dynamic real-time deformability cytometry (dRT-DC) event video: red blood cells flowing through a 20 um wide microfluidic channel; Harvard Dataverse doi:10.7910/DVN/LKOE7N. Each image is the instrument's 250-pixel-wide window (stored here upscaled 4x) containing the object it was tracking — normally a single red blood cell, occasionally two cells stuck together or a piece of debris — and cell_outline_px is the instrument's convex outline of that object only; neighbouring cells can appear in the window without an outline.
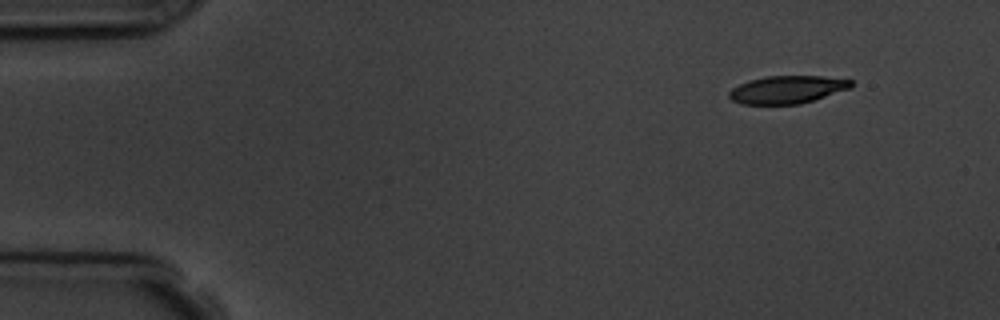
{"species": "common noctule bat (a hibernating species)", "species_latin": "Nyctalus noctula", "temperature_condition": "room temperature", "stored_images_in_passage": 5, "segment_of_instrument_passage": [2, 2], "camera_frame_rate_fps": 3000, "um_per_image_px": 0.085, "animal": {"sex": "male", "body_mass_g": 19.5, "forearm_length_mm": 54.6}, "frame": {"image": 1, "passage_image": 5, "time_ms": 4.667, "image_size_px": [1000, 320], "cell_outline_px": [[852, 88], [800, 104], [740, 104], [732, 100], [728, 96], [728, 92], [732, 88], [748, 80], [768, 76], [824, 76], [852, 80]], "centroid_in_image_um": [66.91, 7.61], "position_along_channel_um": 18.1, "area_um2": 19.77}}